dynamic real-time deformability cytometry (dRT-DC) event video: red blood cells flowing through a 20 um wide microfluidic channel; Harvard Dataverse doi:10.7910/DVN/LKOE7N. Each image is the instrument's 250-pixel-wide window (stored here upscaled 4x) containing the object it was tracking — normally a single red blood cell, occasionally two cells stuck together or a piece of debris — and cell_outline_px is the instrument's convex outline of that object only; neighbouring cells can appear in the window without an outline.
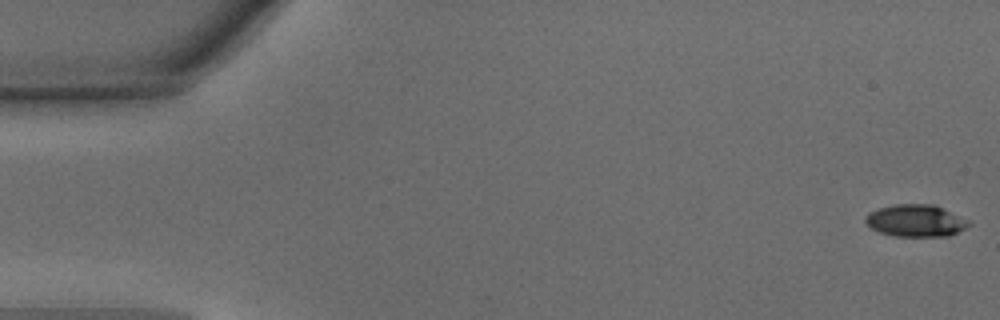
{"species": "common noctule bat (a hibernating species)", "species_latin": "Nyctalus noctula", "temperature_condition": "warm", "stored_images_in_passage": 46, "camera_frame_rate_fps": 3000, "um_per_image_px": 0.085, "animal": {"sex": "male", "body_mass_g": 15.6}, "frame": {"image": 1, "passage_image": 1, "time_ms": 0.0, "image_size_px": [1000, 320], "cell_outline_px": [[972, 224], [948, 236], [892, 236], [880, 232], [872, 228], [864, 220], [864, 216], [868, 212], [880, 208], [896, 204], [936, 204], [968, 220]], "centroid_in_image_um": [77.83, 18.75], "position_along_channel_um": 7.2, "area_um2": 19.31}}
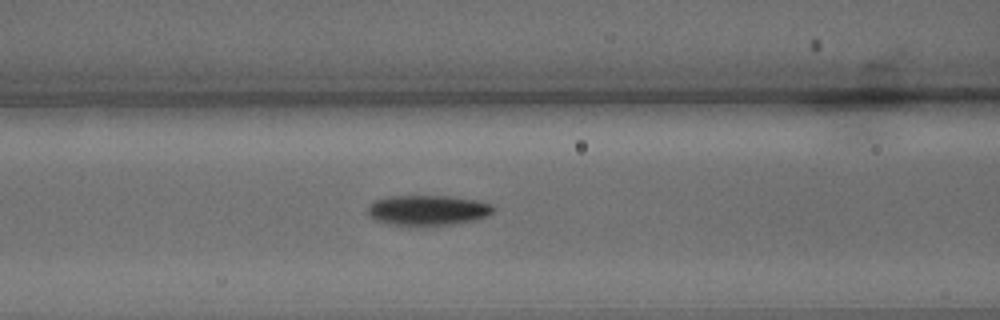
{"frame": {"image": 2, "passage_image": 19, "time_ms": 6.0, "image_size_px": [1000, 320], "cell_outline_px": [[496, 208], [488, 216], [472, 220], [452, 224], [408, 228], [388, 224], [376, 220], [368, 216], [368, 208], [376, 200], [392, 196], [448, 196], [476, 200], [492, 204]], "centroid_in_image_um": [36.35, 17.9], "position_along_channel_um": 130.3, "area_um2": 22.54}}
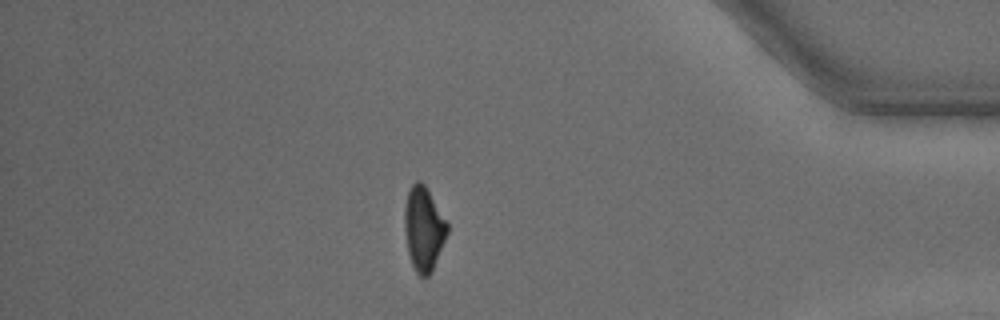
{"frame": {"image": 3, "passage_image": 40, "time_ms": 13.0, "image_size_px": [1000, 320], "cell_outline_px": [[448, 232], [432, 272], [428, 276], [420, 276], [416, 272], [412, 264], [408, 252], [404, 228], [404, 208], [408, 192], [412, 184], [416, 180], [420, 180], [424, 184], [448, 224]], "centroid_in_image_um": [36.0, 19.45], "position_along_channel_um": 399.2, "area_um2": 20.75}, "authors_computed_cell_mechanics": {"area_um2": 21.0103, "velocity_mm_per_s": 4.3738, "shape_relaxation_time_tau1_ms": 1.9135, "shape_relaxation_time_tau2_ms": 3.1047, "deformation_change_tau1": 0.1372, "deformation_change_tau2": 0.0938}}